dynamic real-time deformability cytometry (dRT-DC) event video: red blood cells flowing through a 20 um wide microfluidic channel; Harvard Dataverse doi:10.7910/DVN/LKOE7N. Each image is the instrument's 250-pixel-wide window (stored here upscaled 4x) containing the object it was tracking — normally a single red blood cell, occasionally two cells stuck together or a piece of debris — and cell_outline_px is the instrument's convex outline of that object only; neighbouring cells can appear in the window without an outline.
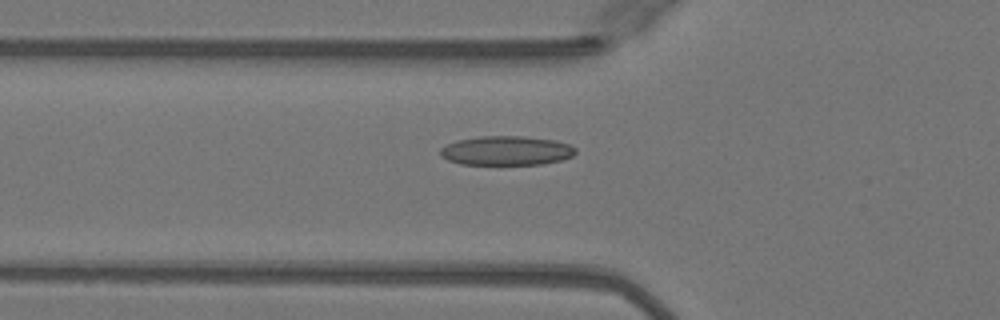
{"species": "Egyptian fruit bat (a non-hibernating species)", "species_latin": "Rousettus aegyptiacus", "temperature_condition": "warm", "stored_images_in_passage": 34, "camera_frame_rate_fps": 3000, "um_per_image_px": 0.085, "animal": {"sex": "female"}, "frame": {"image": 1, "passage_image": 7, "time_ms": 2.0, "image_size_px": [1000, 320], "cell_outline_px": [[576, 152], [572, 156], [560, 160], [540, 164], [460, 164], [448, 160], [440, 156], [440, 148], [456, 140], [480, 136], [524, 136], [556, 140], [568, 144], [576, 148]], "centroid_in_image_um": [43.03, 12.79], "position_along_channel_um": 82.8, "area_um2": 23.06}}
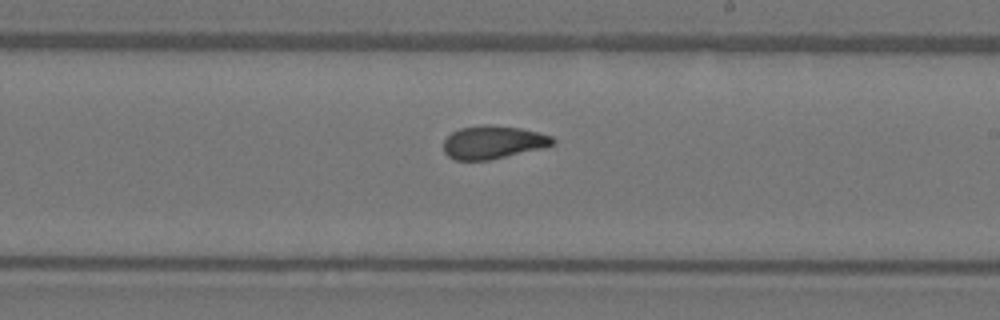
{"frame": {"image": 2, "passage_image": 19, "time_ms": 6.0, "image_size_px": [1000, 320], "cell_outline_px": [[556, 144], [544, 148], [488, 160], [456, 160], [448, 156], [444, 152], [444, 140], [452, 132], [460, 128], [484, 124], [488, 124], [520, 128], [552, 136], [556, 140]], "centroid_in_image_um": [41.93, 12.09], "position_along_channel_um": 247.1, "area_um2": 21.1}}
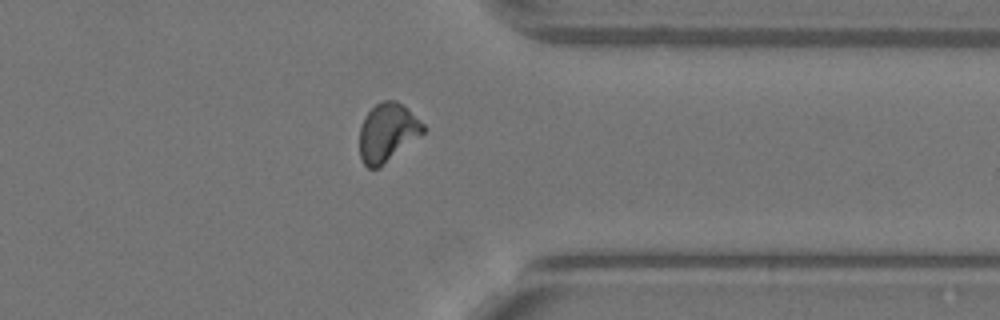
{"frame": {"image": 3, "passage_image": 29, "time_ms": 9.333, "image_size_px": [1000, 320], "cell_outline_px": [[428, 128], [424, 132], [380, 168], [368, 168], [364, 164], [360, 156], [360, 128], [364, 116], [376, 104], [384, 100], [396, 100], [408, 108]], "centroid_in_image_um": [32.94, 11.25], "position_along_channel_um": 378.5, "area_um2": 21.73}, "authors_computed_cell_mechanics": {"area_um2": 21.4727, "velocity_mm_per_s": 4.086, "shape_relaxation_time_tau1_ms": 9.1479, "shape_relaxation_time_tau2_ms": 1.6517, "deformation_change_tau1": 0.2467, "deformation_change_tau2": 0.0693}}